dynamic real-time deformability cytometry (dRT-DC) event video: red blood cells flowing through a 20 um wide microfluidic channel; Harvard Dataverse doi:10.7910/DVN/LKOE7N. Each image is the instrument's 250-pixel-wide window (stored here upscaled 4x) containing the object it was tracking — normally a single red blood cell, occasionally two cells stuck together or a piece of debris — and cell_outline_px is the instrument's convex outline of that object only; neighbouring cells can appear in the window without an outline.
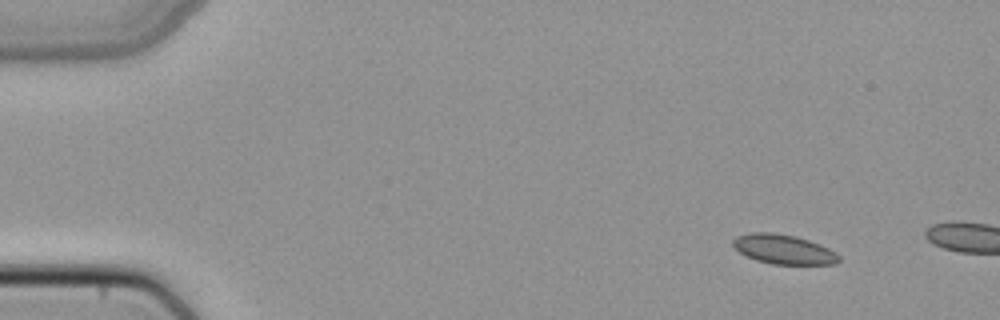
{"species": "common noctule bat (a hibernating species)", "species_latin": "Nyctalus noctula", "temperature_condition": "cold", "stored_images_in_passage": 6, "camera_frame_rate_fps": 3000, "um_per_image_px": 0.085, "animal": {"sex": "female", "body_mass_g": 22.7, "forearm_length_mm": 54.2}, "frame": {"image": 1, "passage_image": 1, "time_ms": 0.0, "image_size_px": [1000, 320], "cell_outline_px": [[840, 260], [836, 264], [772, 264], [756, 260], [740, 252], [732, 244], [732, 240], [736, 236], [752, 232], [772, 232], [796, 236], [808, 240], [828, 248], [836, 252], [840, 256]], "centroid_in_image_um": [66.61, 21.19], "position_along_channel_um": 18.4, "area_um2": 18.15}}